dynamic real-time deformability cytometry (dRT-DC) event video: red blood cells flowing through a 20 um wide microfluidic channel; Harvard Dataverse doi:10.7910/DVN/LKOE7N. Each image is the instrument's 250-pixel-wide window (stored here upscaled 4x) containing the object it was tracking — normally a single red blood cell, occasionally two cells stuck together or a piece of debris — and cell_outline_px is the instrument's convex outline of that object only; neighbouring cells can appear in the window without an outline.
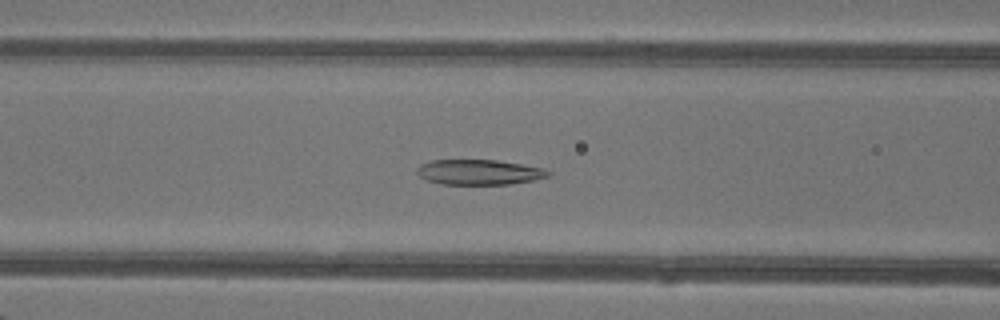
{"species": "common noctule bat (a hibernating species)", "species_latin": "Nyctalus noctula", "temperature_condition": "warm", "stored_images_in_passage": 49, "camera_frame_rate_fps": 3000, "um_per_image_px": 0.085, "animal": {"sex": "female"}, "frame": {"image": 1, "passage_image": 21, "time_ms": 6.667, "image_size_px": [1000, 320], "cell_outline_px": [[552, 172], [548, 176], [532, 180], [508, 184], [444, 184], [428, 180], [420, 176], [416, 172], [416, 168], [420, 164], [432, 160], [496, 160], [544, 168]], "centroid_in_image_um": [40.71, 14.62], "position_along_channel_um": 125.9, "area_um2": 19.07}}
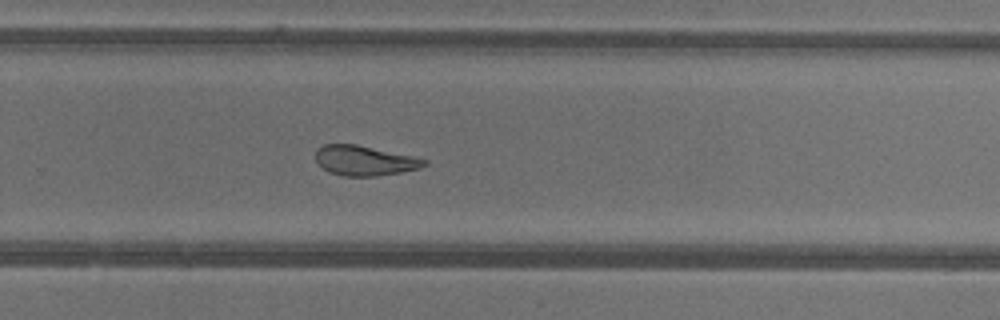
{"frame": {"image": 2, "passage_image": 33, "time_ms": 10.667, "image_size_px": [1000, 320], "cell_outline_px": [[428, 164], [420, 168], [400, 172], [376, 176], [344, 176], [328, 172], [316, 160], [316, 152], [324, 144], [356, 144], [412, 156], [428, 160]], "centroid_in_image_um": [31.01, 13.65], "position_along_channel_um": 298.8, "area_um2": 18.73}}
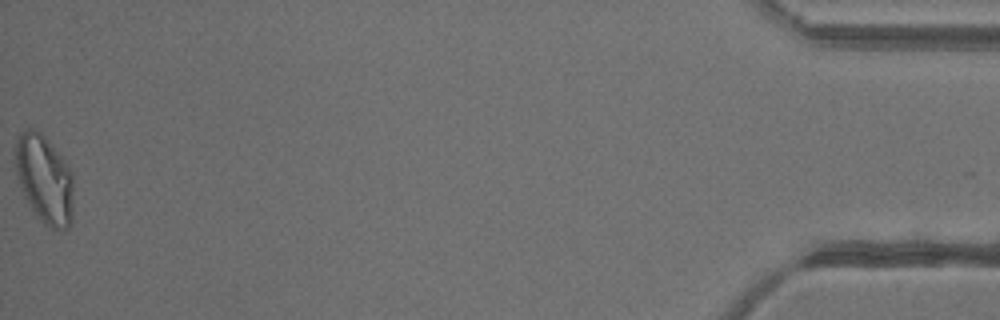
{"frame": {"image": 3, "passage_image": 49, "time_ms": 16.0, "image_size_px": [1000, 320], "cell_outline_px": [[72, 224], [64, 232], [60, 232], [44, 224], [36, 216], [28, 204], [20, 188], [16, 172], [16, 140], [20, 132], [28, 128], [32, 128], [40, 132], [44, 136], [68, 164], [72, 172]], "centroid_in_image_um": [3.78, 15.28], "position_along_channel_um": 431.4, "area_um2": 30.23}, "authors_computed_cell_mechanics": {"area_um2": 22.3686, "velocity_mm_per_s": 4.3333, "shape_relaxation_time_tau1_ms": null, "shape_relaxation_time_tau2_ms": 2.1636, "deformation_change_tau1": null, "deformation_change_tau2": 0.1009}}